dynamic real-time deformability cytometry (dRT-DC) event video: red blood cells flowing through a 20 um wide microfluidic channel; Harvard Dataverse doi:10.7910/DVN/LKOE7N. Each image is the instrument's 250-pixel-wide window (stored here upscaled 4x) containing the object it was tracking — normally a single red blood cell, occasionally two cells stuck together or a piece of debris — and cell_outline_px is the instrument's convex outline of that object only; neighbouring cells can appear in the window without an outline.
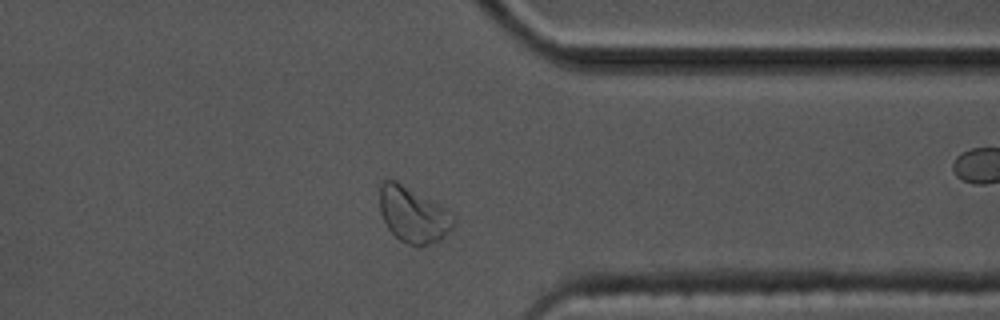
{"species": "common noctule bat (a hibernating species)", "species_latin": "Nyctalus noctula", "temperature_condition": "cold", "stored_images_in_passage": 46, "camera_frame_rate_fps": 3000, "um_per_image_px": 0.085, "animal": {"sex": "male", "body_mass_g": 17.5, "forearm_length_mm": 52.3}, "frame": {"image": 1, "passage_image": 33, "time_ms": 10.667, "image_size_px": [1000, 320], "cell_outline_px": [[456, 224], [440, 240], [420, 248], [416, 248], [400, 240], [388, 228], [380, 212], [380, 184], [384, 180], [396, 180], [448, 208], [456, 216]], "centroid_in_image_um": [35.17, 18.26], "position_along_channel_um": 376.2, "area_um2": 24.45}, "authors_computed_cell_mechanics": {"area_um2": 21.4438, "velocity_mm_per_s": 3.4719, "shape_relaxation_time_tau1_ms": 6.1531, "shape_relaxation_time_tau2_ms": 7.6112, "deformation_change_tau1": 0.1689, "deformation_change_tau2": 0.1329}}